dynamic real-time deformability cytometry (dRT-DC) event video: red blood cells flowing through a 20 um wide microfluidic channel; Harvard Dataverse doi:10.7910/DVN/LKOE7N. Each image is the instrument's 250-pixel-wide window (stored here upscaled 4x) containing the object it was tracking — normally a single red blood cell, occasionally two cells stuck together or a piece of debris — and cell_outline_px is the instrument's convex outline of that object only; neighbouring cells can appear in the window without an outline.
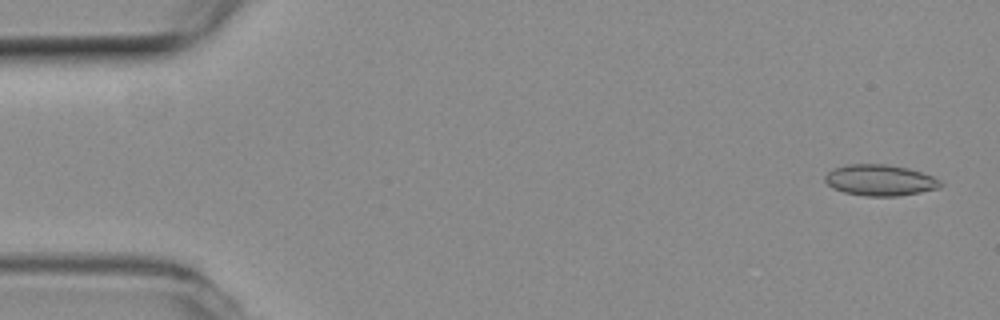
{"species": "common noctule bat (a hibernating species)", "species_latin": "Nyctalus noctula", "temperature_condition": "room temperature", "stored_images_in_passage": 14, "camera_frame_rate_fps": 3000, "um_per_image_px": 0.085, "animal": {"sex": "female", "body_mass_g": 19.3, "forearm_length_mm": 54.1}, "frame": {"image": 1, "passage_image": 1, "time_ms": 0.0, "image_size_px": [1000, 320], "cell_outline_px": [[944, 184], [940, 188], [920, 192], [896, 196], [864, 196], [844, 192], [832, 188], [824, 180], [824, 176], [832, 168], [848, 164], [884, 164], [908, 168], [932, 176], [940, 180]], "centroid_in_image_um": [74.78, 15.32], "position_along_channel_um": 10.2, "area_um2": 20.98}}
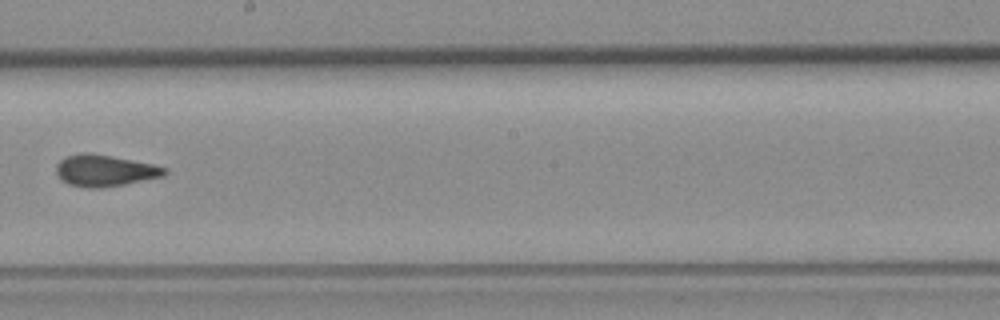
{"frame": {"image": 2, "passage_image": 8, "time_ms": 2.333, "image_size_px": [1000, 320], "cell_outline_px": [[168, 172], [164, 176], [124, 184], [100, 188], [88, 188], [68, 184], [60, 180], [56, 172], [56, 164], [60, 160], [68, 156], [84, 152], [88, 152], [152, 164], [168, 168]], "centroid_in_image_um": [8.89, 14.51], "position_along_channel_um": 239.3, "area_um2": 19.83}}
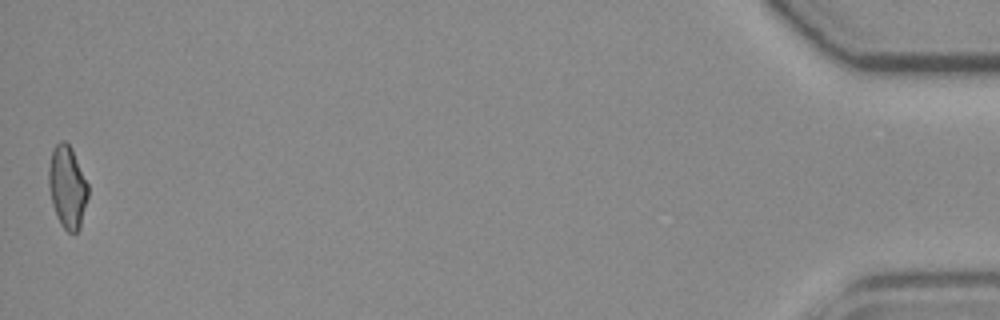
{"frame": {"image": 3, "passage_image": 14, "time_ms": 4.333, "image_size_px": [1000, 320], "cell_outline_px": [[88, 196], [80, 228], [76, 232], [68, 232], [60, 224], [56, 216], [52, 204], [48, 184], [48, 168], [52, 152], [56, 144], [60, 140], [64, 140], [72, 148], [88, 184]], "centroid_in_image_um": [5.72, 15.89], "position_along_channel_um": 429.5, "area_um2": 18.96}}